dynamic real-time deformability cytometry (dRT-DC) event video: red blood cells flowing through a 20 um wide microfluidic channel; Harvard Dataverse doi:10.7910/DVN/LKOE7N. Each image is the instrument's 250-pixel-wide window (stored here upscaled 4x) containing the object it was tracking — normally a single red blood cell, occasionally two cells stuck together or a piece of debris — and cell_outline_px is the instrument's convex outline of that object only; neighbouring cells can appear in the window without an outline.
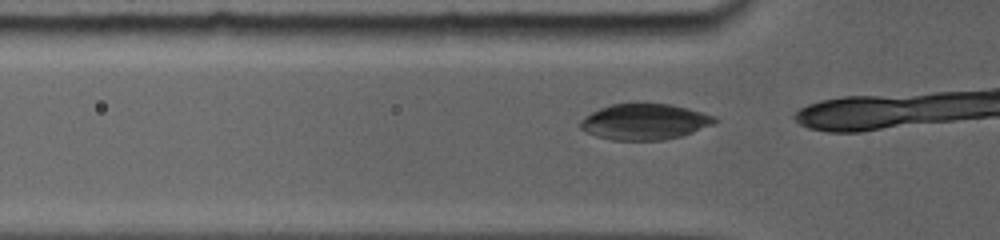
{"species": "common noctule bat (a hibernating species)", "species_latin": "Nyctalus noctula", "temperature_condition": "room temperature", "stored_images_in_passage": 5, "camera_frame_rate_fps": 5000, "um_per_image_px": 0.085, "animal": {"sex": "female", "body_mass_g": 19.0, "forearm_length_mm": 56.7}, "frame": {"image": 1, "passage_image": 2, "time_ms": 0.2, "image_size_px": [1000, 240], "cell_outline_px": [[716, 120], [712, 124], [680, 136], [660, 140], [616, 140], [600, 136], [588, 132], [580, 128], [580, 120], [592, 112], [600, 108], [612, 104], [636, 100], [672, 104], [688, 108], [716, 116]], "centroid_in_image_um": [54.78, 10.29], "position_along_channel_um": 71.0, "area_um2": 28.38}}